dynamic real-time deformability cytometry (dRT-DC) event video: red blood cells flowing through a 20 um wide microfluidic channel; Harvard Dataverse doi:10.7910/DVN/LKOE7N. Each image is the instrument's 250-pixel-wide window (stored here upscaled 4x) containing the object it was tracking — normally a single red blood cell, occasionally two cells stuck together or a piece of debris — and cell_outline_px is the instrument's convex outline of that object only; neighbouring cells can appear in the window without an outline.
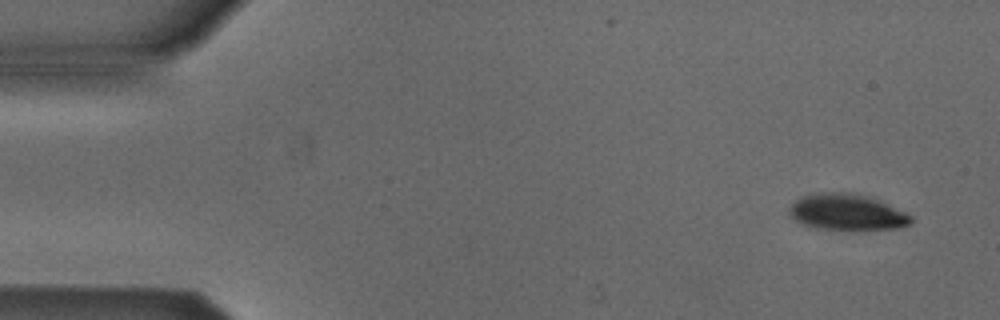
{"species": "Egyptian fruit bat (a non-hibernating species)", "species_latin": "Rousettus aegyptiacus", "temperature_condition": "cold", "stored_images_in_passage": 4, "camera_frame_rate_fps": 3000, "um_per_image_px": 0.085, "animal": {"sex": "male"}, "frame": {"image": 1, "passage_image": 1, "time_ms": 0.0, "image_size_px": [1000, 320], "cell_outline_px": [[912, 220], [908, 224], [896, 228], [860, 232], [844, 232], [816, 228], [804, 224], [796, 220], [788, 212], [792, 204], [800, 196], [820, 192], [852, 192], [868, 196], [880, 200], [912, 216]], "centroid_in_image_um": [72.0, 18.07], "position_along_channel_um": 13.0, "area_um2": 26.41}}
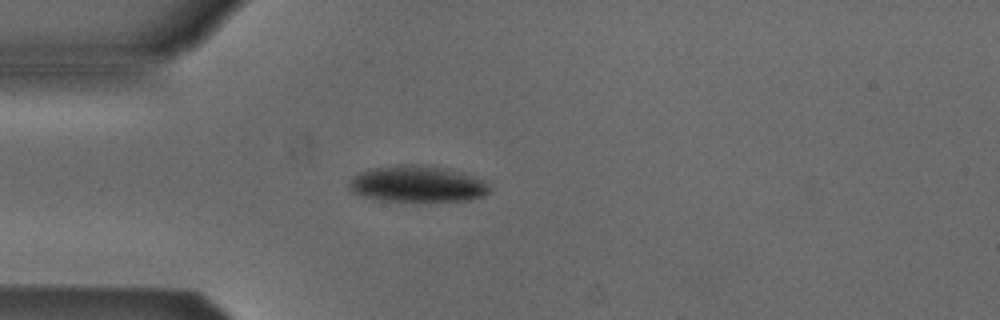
{"frame": {"image": 2, "passage_image": 4, "time_ms": 3.667, "image_size_px": [1000, 320], "cell_outline_px": [[492, 192], [484, 196], [468, 200], [380, 200], [364, 196], [352, 192], [348, 188], [348, 184], [352, 176], [360, 172], [372, 168], [396, 164], [416, 164], [448, 168], [464, 172], [488, 180], [492, 188]], "centroid_in_image_um": [35.55, 15.61], "position_along_channel_um": 49.5, "area_um2": 30.11}}